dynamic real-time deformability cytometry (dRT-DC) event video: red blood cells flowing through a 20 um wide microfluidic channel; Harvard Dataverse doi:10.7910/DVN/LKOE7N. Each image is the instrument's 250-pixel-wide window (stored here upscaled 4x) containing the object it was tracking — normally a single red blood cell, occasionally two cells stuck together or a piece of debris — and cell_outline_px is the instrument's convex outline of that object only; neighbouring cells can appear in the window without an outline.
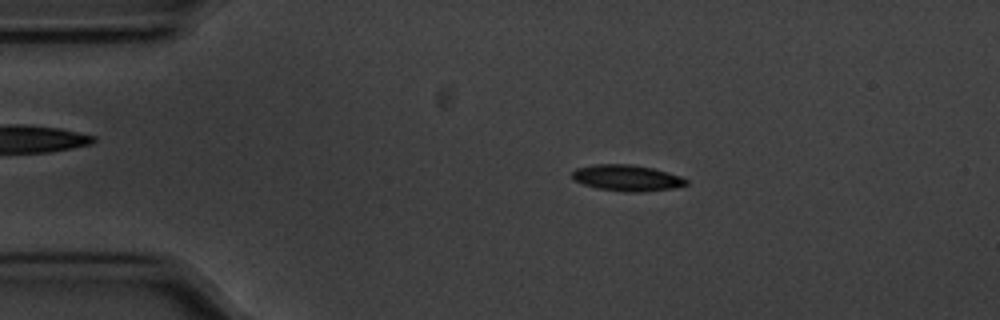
{"species": "common noctule bat (a hibernating species)", "species_latin": "Nyctalus noctula", "temperature_condition": "cold", "stored_images_in_passage": 55, "camera_frame_rate_fps": 3000, "um_per_image_px": 0.085, "animal": {"sex": "male", "body_mass_g": 20.1, "forearm_length_mm": 53.5}, "frame": {"image": 1, "passage_image": 10, "time_ms": 3.0, "image_size_px": [1000, 320], "cell_outline_px": [[688, 184], [672, 188], [640, 192], [624, 192], [596, 188], [584, 184], [576, 180], [572, 176], [572, 172], [576, 168], [596, 164], [632, 164], [652, 168], [668, 172], [680, 176], [688, 180]], "centroid_in_image_um": [53.3, 15.12], "position_along_channel_um": 31.7, "area_um2": 17.28}}
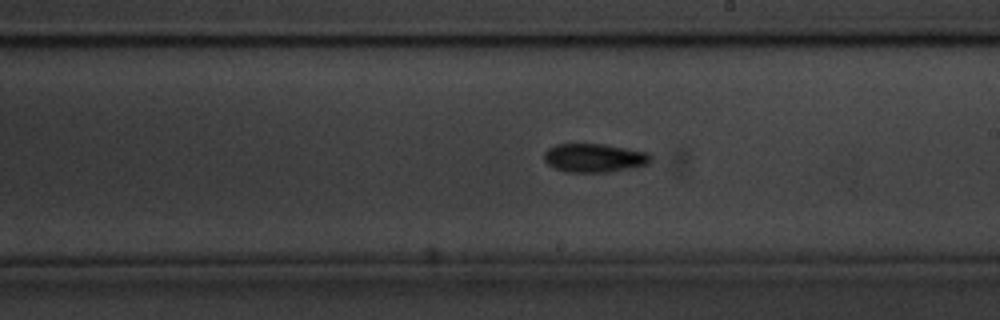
{"frame": {"image": 2, "passage_image": 31, "time_ms": 10.0, "image_size_px": [1000, 320], "cell_outline_px": [[652, 160], [648, 164], [608, 172], [564, 172], [548, 164], [544, 160], [544, 152], [548, 148], [556, 144], [604, 144], [648, 152], [652, 156]], "centroid_in_image_um": [50.51, 13.41], "position_along_channel_um": 238.5, "area_um2": 17.8}}
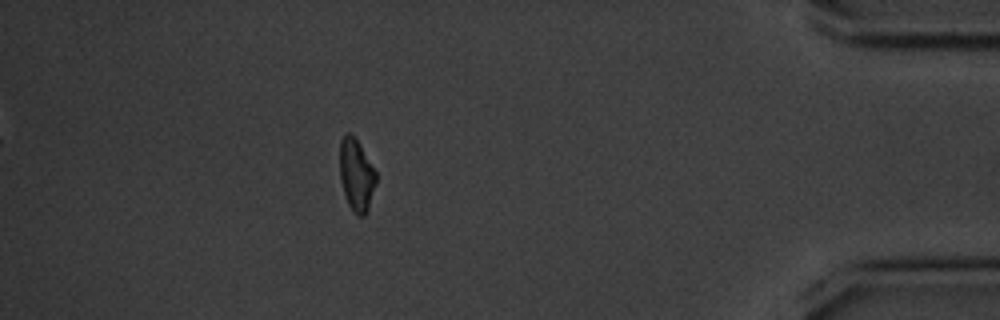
{"frame": {"image": 3, "passage_image": 49, "time_ms": 16.0, "image_size_px": [1000, 320], "cell_outline_px": [[376, 184], [368, 212], [364, 216], [356, 216], [352, 212], [348, 204], [340, 180], [340, 140], [344, 132], [352, 132], [360, 144], [376, 172]], "centroid_in_image_um": [30.29, 14.87], "position_along_channel_um": 404.9, "area_um2": 15.61}, "authors_computed_cell_mechanics": {"area_um2": 16.5886, "velocity_mm_per_s": 3.5604, "shape_relaxation_time_tau1_ms": 4.1584, "shape_relaxation_time_tau2_ms": null, "deformation_change_tau1": 0.1154, "deformation_change_tau2": null}}